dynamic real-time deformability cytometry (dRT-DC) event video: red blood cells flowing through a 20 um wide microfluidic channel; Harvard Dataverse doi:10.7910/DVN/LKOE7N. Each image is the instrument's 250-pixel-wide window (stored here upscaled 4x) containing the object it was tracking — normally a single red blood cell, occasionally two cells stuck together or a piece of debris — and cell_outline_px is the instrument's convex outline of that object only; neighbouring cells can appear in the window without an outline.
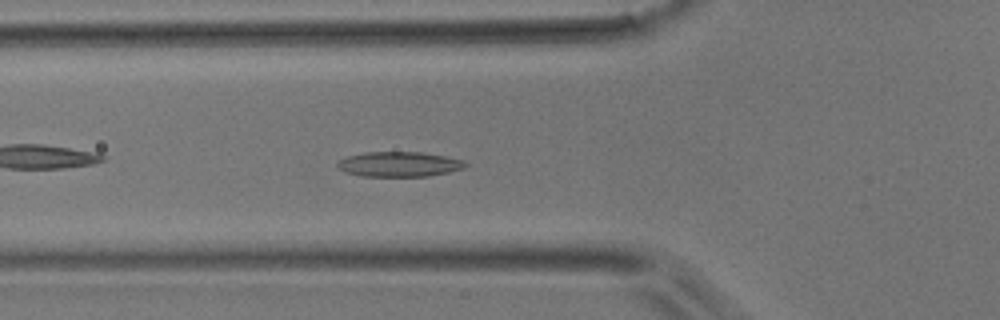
{"species": "common noctule bat (a hibernating species)", "species_latin": "Nyctalus noctula", "temperature_condition": "room temperature", "stored_images_in_passage": 44, "camera_frame_rate_fps": 3000, "um_per_image_px": 0.085, "animal": {"sex": "male", "body_mass_g": 17.9}, "frame": {"image": 1, "passage_image": 13, "time_ms": 4.0, "image_size_px": [1000, 320], "cell_outline_px": [[468, 164], [464, 168], [448, 172], [428, 176], [360, 176], [344, 172], [336, 168], [336, 164], [340, 160], [348, 156], [364, 152], [424, 152], [448, 156], [464, 160]], "centroid_in_image_um": [33.93, 13.95], "position_along_channel_um": 91.9, "area_um2": 18.84}}
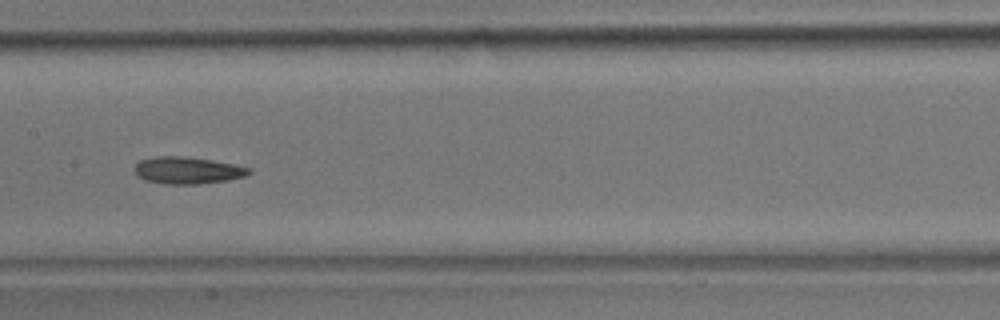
{"frame": {"image": 2, "passage_image": 20, "time_ms": 6.333, "image_size_px": [1000, 320], "cell_outline_px": [[252, 172], [244, 176], [228, 180], [196, 184], [164, 184], [144, 180], [132, 168], [140, 160], [156, 156], [184, 156], [212, 160], [252, 168]], "centroid_in_image_um": [15.93, 14.48], "position_along_channel_um": 191.5, "area_um2": 17.98}}
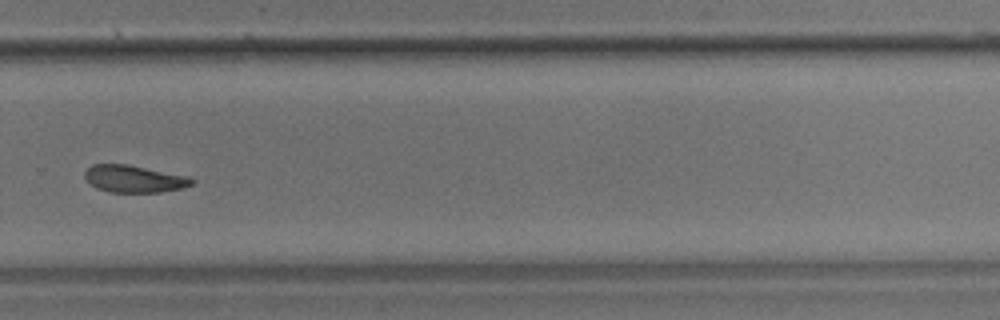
{"frame": {"image": 3, "passage_image": 29, "time_ms": 9.333, "image_size_px": [1000, 320], "cell_outline_px": [[196, 180], [192, 184], [180, 188], [160, 192], [108, 192], [96, 188], [84, 176], [84, 172], [92, 164], [128, 164], [188, 176]], "centroid_in_image_um": [11.39, 15.19], "position_along_channel_um": 318.4, "area_um2": 16.88}}